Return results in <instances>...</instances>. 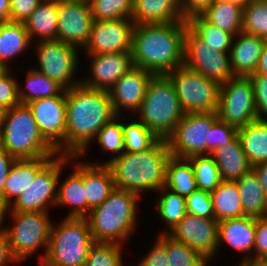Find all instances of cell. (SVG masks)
Wrapping results in <instances>:
<instances>
[{
	"label": "cell",
	"instance_id": "6da1fadb",
	"mask_svg": "<svg viewBox=\"0 0 267 266\" xmlns=\"http://www.w3.org/2000/svg\"><path fill=\"white\" fill-rule=\"evenodd\" d=\"M114 117L108 91L81 83L66 89L65 155H85L98 131Z\"/></svg>",
	"mask_w": 267,
	"mask_h": 266
},
{
	"label": "cell",
	"instance_id": "db71d44e",
	"mask_svg": "<svg viewBox=\"0 0 267 266\" xmlns=\"http://www.w3.org/2000/svg\"><path fill=\"white\" fill-rule=\"evenodd\" d=\"M20 263L14 256L6 232L0 226V266H9V263Z\"/></svg>",
	"mask_w": 267,
	"mask_h": 266
},
{
	"label": "cell",
	"instance_id": "680465c9",
	"mask_svg": "<svg viewBox=\"0 0 267 266\" xmlns=\"http://www.w3.org/2000/svg\"><path fill=\"white\" fill-rule=\"evenodd\" d=\"M10 21V0H0V23Z\"/></svg>",
	"mask_w": 267,
	"mask_h": 266
},
{
	"label": "cell",
	"instance_id": "9a60e30c",
	"mask_svg": "<svg viewBox=\"0 0 267 266\" xmlns=\"http://www.w3.org/2000/svg\"><path fill=\"white\" fill-rule=\"evenodd\" d=\"M43 138L65 155L66 89L59 95L37 99L27 104Z\"/></svg>",
	"mask_w": 267,
	"mask_h": 266
},
{
	"label": "cell",
	"instance_id": "7c38bea8",
	"mask_svg": "<svg viewBox=\"0 0 267 266\" xmlns=\"http://www.w3.org/2000/svg\"><path fill=\"white\" fill-rule=\"evenodd\" d=\"M216 113L219 120L238 130L258 120L249 77L235 76L221 84Z\"/></svg>",
	"mask_w": 267,
	"mask_h": 266
},
{
	"label": "cell",
	"instance_id": "ffe728a7",
	"mask_svg": "<svg viewBox=\"0 0 267 266\" xmlns=\"http://www.w3.org/2000/svg\"><path fill=\"white\" fill-rule=\"evenodd\" d=\"M153 75L145 69L134 66L114 84L109 90V95L116 116H120L123 109L130 111L131 114L139 110Z\"/></svg>",
	"mask_w": 267,
	"mask_h": 266
},
{
	"label": "cell",
	"instance_id": "91938a15",
	"mask_svg": "<svg viewBox=\"0 0 267 266\" xmlns=\"http://www.w3.org/2000/svg\"><path fill=\"white\" fill-rule=\"evenodd\" d=\"M239 266H267L266 260H248L241 262Z\"/></svg>",
	"mask_w": 267,
	"mask_h": 266
},
{
	"label": "cell",
	"instance_id": "bcb514c9",
	"mask_svg": "<svg viewBox=\"0 0 267 266\" xmlns=\"http://www.w3.org/2000/svg\"><path fill=\"white\" fill-rule=\"evenodd\" d=\"M10 69L0 76V108L8 110L20 104L18 95V82Z\"/></svg>",
	"mask_w": 267,
	"mask_h": 266
},
{
	"label": "cell",
	"instance_id": "5bb4252c",
	"mask_svg": "<svg viewBox=\"0 0 267 266\" xmlns=\"http://www.w3.org/2000/svg\"><path fill=\"white\" fill-rule=\"evenodd\" d=\"M184 65L220 84L235 77L229 53L214 51L189 28L184 37Z\"/></svg>",
	"mask_w": 267,
	"mask_h": 266
},
{
	"label": "cell",
	"instance_id": "30bf717a",
	"mask_svg": "<svg viewBox=\"0 0 267 266\" xmlns=\"http://www.w3.org/2000/svg\"><path fill=\"white\" fill-rule=\"evenodd\" d=\"M185 113L216 112L221 84L184 64L167 74Z\"/></svg>",
	"mask_w": 267,
	"mask_h": 266
},
{
	"label": "cell",
	"instance_id": "3957f363",
	"mask_svg": "<svg viewBox=\"0 0 267 266\" xmlns=\"http://www.w3.org/2000/svg\"><path fill=\"white\" fill-rule=\"evenodd\" d=\"M171 157L166 139L138 153L123 152L107 165L115 187L141 195L144 190L159 191L166 183V164Z\"/></svg>",
	"mask_w": 267,
	"mask_h": 266
},
{
	"label": "cell",
	"instance_id": "2e32d148",
	"mask_svg": "<svg viewBox=\"0 0 267 266\" xmlns=\"http://www.w3.org/2000/svg\"><path fill=\"white\" fill-rule=\"evenodd\" d=\"M93 22L88 0L58 2L57 40L83 49L89 42Z\"/></svg>",
	"mask_w": 267,
	"mask_h": 266
},
{
	"label": "cell",
	"instance_id": "6f0895ef",
	"mask_svg": "<svg viewBox=\"0 0 267 266\" xmlns=\"http://www.w3.org/2000/svg\"><path fill=\"white\" fill-rule=\"evenodd\" d=\"M256 74H260L267 77V40L264 42V48L259 58Z\"/></svg>",
	"mask_w": 267,
	"mask_h": 266
},
{
	"label": "cell",
	"instance_id": "6125c7cd",
	"mask_svg": "<svg viewBox=\"0 0 267 266\" xmlns=\"http://www.w3.org/2000/svg\"><path fill=\"white\" fill-rule=\"evenodd\" d=\"M5 111L6 110L0 108V133H1L2 127H3Z\"/></svg>",
	"mask_w": 267,
	"mask_h": 266
},
{
	"label": "cell",
	"instance_id": "c3c4849f",
	"mask_svg": "<svg viewBox=\"0 0 267 266\" xmlns=\"http://www.w3.org/2000/svg\"><path fill=\"white\" fill-rule=\"evenodd\" d=\"M238 136V129L217 120L211 128L210 155L221 146H226Z\"/></svg>",
	"mask_w": 267,
	"mask_h": 266
},
{
	"label": "cell",
	"instance_id": "f546056e",
	"mask_svg": "<svg viewBox=\"0 0 267 266\" xmlns=\"http://www.w3.org/2000/svg\"><path fill=\"white\" fill-rule=\"evenodd\" d=\"M32 43L25 23L6 21L0 23V63L10 69L8 62L28 49Z\"/></svg>",
	"mask_w": 267,
	"mask_h": 266
},
{
	"label": "cell",
	"instance_id": "e0dca14e",
	"mask_svg": "<svg viewBox=\"0 0 267 266\" xmlns=\"http://www.w3.org/2000/svg\"><path fill=\"white\" fill-rule=\"evenodd\" d=\"M132 19L94 20L85 54L131 53Z\"/></svg>",
	"mask_w": 267,
	"mask_h": 266
},
{
	"label": "cell",
	"instance_id": "4dcf8cb0",
	"mask_svg": "<svg viewBox=\"0 0 267 266\" xmlns=\"http://www.w3.org/2000/svg\"><path fill=\"white\" fill-rule=\"evenodd\" d=\"M238 137L252 167L267 160V119L247 124Z\"/></svg>",
	"mask_w": 267,
	"mask_h": 266
},
{
	"label": "cell",
	"instance_id": "d6a6232c",
	"mask_svg": "<svg viewBox=\"0 0 267 266\" xmlns=\"http://www.w3.org/2000/svg\"><path fill=\"white\" fill-rule=\"evenodd\" d=\"M165 187L184 197L197 190L194 170L188 158L171 156L168 159Z\"/></svg>",
	"mask_w": 267,
	"mask_h": 266
},
{
	"label": "cell",
	"instance_id": "d4e9b609",
	"mask_svg": "<svg viewBox=\"0 0 267 266\" xmlns=\"http://www.w3.org/2000/svg\"><path fill=\"white\" fill-rule=\"evenodd\" d=\"M135 25L183 21L179 0H133Z\"/></svg>",
	"mask_w": 267,
	"mask_h": 266
},
{
	"label": "cell",
	"instance_id": "52a82bcc",
	"mask_svg": "<svg viewBox=\"0 0 267 266\" xmlns=\"http://www.w3.org/2000/svg\"><path fill=\"white\" fill-rule=\"evenodd\" d=\"M57 226L52 223L47 253L40 266H85L95 243L88 220L65 217Z\"/></svg>",
	"mask_w": 267,
	"mask_h": 266
},
{
	"label": "cell",
	"instance_id": "83f0119b",
	"mask_svg": "<svg viewBox=\"0 0 267 266\" xmlns=\"http://www.w3.org/2000/svg\"><path fill=\"white\" fill-rule=\"evenodd\" d=\"M31 41L56 40L58 30V2L43 0L24 22ZM38 36V37H37Z\"/></svg>",
	"mask_w": 267,
	"mask_h": 266
},
{
	"label": "cell",
	"instance_id": "4fadbf2b",
	"mask_svg": "<svg viewBox=\"0 0 267 266\" xmlns=\"http://www.w3.org/2000/svg\"><path fill=\"white\" fill-rule=\"evenodd\" d=\"M36 49L39 68L35 70L55 80L64 89L81 83V78L74 79L79 65L76 47L56 39L37 41Z\"/></svg>",
	"mask_w": 267,
	"mask_h": 266
},
{
	"label": "cell",
	"instance_id": "ba28073f",
	"mask_svg": "<svg viewBox=\"0 0 267 266\" xmlns=\"http://www.w3.org/2000/svg\"><path fill=\"white\" fill-rule=\"evenodd\" d=\"M7 213H11L13 226H3ZM49 212H0V226L6 232L14 256L21 261L37 253L39 248L44 247L40 262L44 259L49 244L52 220Z\"/></svg>",
	"mask_w": 267,
	"mask_h": 266
},
{
	"label": "cell",
	"instance_id": "1f68e13d",
	"mask_svg": "<svg viewBox=\"0 0 267 266\" xmlns=\"http://www.w3.org/2000/svg\"><path fill=\"white\" fill-rule=\"evenodd\" d=\"M214 219L218 222L244 216L236 182L222 181L211 193Z\"/></svg>",
	"mask_w": 267,
	"mask_h": 266
},
{
	"label": "cell",
	"instance_id": "4316f807",
	"mask_svg": "<svg viewBox=\"0 0 267 266\" xmlns=\"http://www.w3.org/2000/svg\"><path fill=\"white\" fill-rule=\"evenodd\" d=\"M74 171L68 174L64 181L58 183L56 206L72 207L66 217L85 218L87 216V201L83 184V162L74 164Z\"/></svg>",
	"mask_w": 267,
	"mask_h": 266
},
{
	"label": "cell",
	"instance_id": "7bdbcfd3",
	"mask_svg": "<svg viewBox=\"0 0 267 266\" xmlns=\"http://www.w3.org/2000/svg\"><path fill=\"white\" fill-rule=\"evenodd\" d=\"M94 20L132 19L133 0H88Z\"/></svg>",
	"mask_w": 267,
	"mask_h": 266
},
{
	"label": "cell",
	"instance_id": "8fae6325",
	"mask_svg": "<svg viewBox=\"0 0 267 266\" xmlns=\"http://www.w3.org/2000/svg\"><path fill=\"white\" fill-rule=\"evenodd\" d=\"M217 120L216 112L185 113L166 139L171 156L210 155L211 128Z\"/></svg>",
	"mask_w": 267,
	"mask_h": 266
},
{
	"label": "cell",
	"instance_id": "816d5d0a",
	"mask_svg": "<svg viewBox=\"0 0 267 266\" xmlns=\"http://www.w3.org/2000/svg\"><path fill=\"white\" fill-rule=\"evenodd\" d=\"M145 257L139 261L137 266H169L168 256L165 246L157 239L153 248L144 255Z\"/></svg>",
	"mask_w": 267,
	"mask_h": 266
},
{
	"label": "cell",
	"instance_id": "ee69618b",
	"mask_svg": "<svg viewBox=\"0 0 267 266\" xmlns=\"http://www.w3.org/2000/svg\"><path fill=\"white\" fill-rule=\"evenodd\" d=\"M124 245L95 242L89 250L85 266H124L122 252Z\"/></svg>",
	"mask_w": 267,
	"mask_h": 266
},
{
	"label": "cell",
	"instance_id": "60d3db41",
	"mask_svg": "<svg viewBox=\"0 0 267 266\" xmlns=\"http://www.w3.org/2000/svg\"><path fill=\"white\" fill-rule=\"evenodd\" d=\"M124 152L138 153L151 148L159 138L140 121L123 122Z\"/></svg>",
	"mask_w": 267,
	"mask_h": 266
},
{
	"label": "cell",
	"instance_id": "44dd1931",
	"mask_svg": "<svg viewBox=\"0 0 267 266\" xmlns=\"http://www.w3.org/2000/svg\"><path fill=\"white\" fill-rule=\"evenodd\" d=\"M52 158L40 157L15 160L6 178L3 197L0 199V211L8 208L27 189L29 184L35 179L37 173Z\"/></svg>",
	"mask_w": 267,
	"mask_h": 266
},
{
	"label": "cell",
	"instance_id": "ac0fdd59",
	"mask_svg": "<svg viewBox=\"0 0 267 266\" xmlns=\"http://www.w3.org/2000/svg\"><path fill=\"white\" fill-rule=\"evenodd\" d=\"M167 234L174 240L187 244L209 261L218 250V221L216 219L186 213Z\"/></svg>",
	"mask_w": 267,
	"mask_h": 266
},
{
	"label": "cell",
	"instance_id": "9c48e42d",
	"mask_svg": "<svg viewBox=\"0 0 267 266\" xmlns=\"http://www.w3.org/2000/svg\"><path fill=\"white\" fill-rule=\"evenodd\" d=\"M74 158V159H73ZM79 156L57 154L36 175L27 189L0 212H48L49 208L56 206L58 196V182L67 164L70 165ZM63 169V170H62ZM50 206V207H49Z\"/></svg>",
	"mask_w": 267,
	"mask_h": 266
},
{
	"label": "cell",
	"instance_id": "7a4b0ae2",
	"mask_svg": "<svg viewBox=\"0 0 267 266\" xmlns=\"http://www.w3.org/2000/svg\"><path fill=\"white\" fill-rule=\"evenodd\" d=\"M187 20L135 25L132 33L133 65L154 75H166L184 64Z\"/></svg>",
	"mask_w": 267,
	"mask_h": 266
},
{
	"label": "cell",
	"instance_id": "277c9868",
	"mask_svg": "<svg viewBox=\"0 0 267 266\" xmlns=\"http://www.w3.org/2000/svg\"><path fill=\"white\" fill-rule=\"evenodd\" d=\"M140 196L116 188L99 206L85 217L95 242L117 243L125 246L135 230L136 209Z\"/></svg>",
	"mask_w": 267,
	"mask_h": 266
},
{
	"label": "cell",
	"instance_id": "f907efd6",
	"mask_svg": "<svg viewBox=\"0 0 267 266\" xmlns=\"http://www.w3.org/2000/svg\"><path fill=\"white\" fill-rule=\"evenodd\" d=\"M43 0H10V21L25 22Z\"/></svg>",
	"mask_w": 267,
	"mask_h": 266
},
{
	"label": "cell",
	"instance_id": "8d00e7d4",
	"mask_svg": "<svg viewBox=\"0 0 267 266\" xmlns=\"http://www.w3.org/2000/svg\"><path fill=\"white\" fill-rule=\"evenodd\" d=\"M160 196L157 197L156 210L159 217L163 219L168 227L167 230L161 233H168L172 230L184 217L186 212L185 197L162 187L159 191ZM169 229V230H168Z\"/></svg>",
	"mask_w": 267,
	"mask_h": 266
},
{
	"label": "cell",
	"instance_id": "94428289",
	"mask_svg": "<svg viewBox=\"0 0 267 266\" xmlns=\"http://www.w3.org/2000/svg\"><path fill=\"white\" fill-rule=\"evenodd\" d=\"M223 2L233 3V4H239L240 6L244 7L246 6L251 0H219Z\"/></svg>",
	"mask_w": 267,
	"mask_h": 266
},
{
	"label": "cell",
	"instance_id": "d590c367",
	"mask_svg": "<svg viewBox=\"0 0 267 266\" xmlns=\"http://www.w3.org/2000/svg\"><path fill=\"white\" fill-rule=\"evenodd\" d=\"M188 28L214 51L229 53L233 35L207 22L201 15H194L187 20Z\"/></svg>",
	"mask_w": 267,
	"mask_h": 266
},
{
	"label": "cell",
	"instance_id": "b9f144b4",
	"mask_svg": "<svg viewBox=\"0 0 267 266\" xmlns=\"http://www.w3.org/2000/svg\"><path fill=\"white\" fill-rule=\"evenodd\" d=\"M120 116L114 117L109 123H106L95 136L96 141L102 151L116 153L104 163L96 161L93 164H108L114 157L120 156L124 152V133L123 122Z\"/></svg>",
	"mask_w": 267,
	"mask_h": 266
},
{
	"label": "cell",
	"instance_id": "e575fe53",
	"mask_svg": "<svg viewBox=\"0 0 267 266\" xmlns=\"http://www.w3.org/2000/svg\"><path fill=\"white\" fill-rule=\"evenodd\" d=\"M25 80L26 86L24 88H26L27 92L18 84V95L21 104H29L37 99L53 97L64 90L55 80L48 78L33 68L27 71Z\"/></svg>",
	"mask_w": 267,
	"mask_h": 266
},
{
	"label": "cell",
	"instance_id": "484cf974",
	"mask_svg": "<svg viewBox=\"0 0 267 266\" xmlns=\"http://www.w3.org/2000/svg\"><path fill=\"white\" fill-rule=\"evenodd\" d=\"M211 156L216 161L222 181L236 182L252 170L238 136L226 146L217 148Z\"/></svg>",
	"mask_w": 267,
	"mask_h": 266
},
{
	"label": "cell",
	"instance_id": "74e56055",
	"mask_svg": "<svg viewBox=\"0 0 267 266\" xmlns=\"http://www.w3.org/2000/svg\"><path fill=\"white\" fill-rule=\"evenodd\" d=\"M157 237L166 248L169 266H209L210 261L187 244L174 240L167 233Z\"/></svg>",
	"mask_w": 267,
	"mask_h": 266
},
{
	"label": "cell",
	"instance_id": "d6986e66",
	"mask_svg": "<svg viewBox=\"0 0 267 266\" xmlns=\"http://www.w3.org/2000/svg\"><path fill=\"white\" fill-rule=\"evenodd\" d=\"M90 57L91 76L81 79V84L92 89L108 91L134 67L131 53L86 54Z\"/></svg>",
	"mask_w": 267,
	"mask_h": 266
},
{
	"label": "cell",
	"instance_id": "836d02e7",
	"mask_svg": "<svg viewBox=\"0 0 267 266\" xmlns=\"http://www.w3.org/2000/svg\"><path fill=\"white\" fill-rule=\"evenodd\" d=\"M242 12L243 7L239 4L215 0L201 16L207 22L236 36L242 32Z\"/></svg>",
	"mask_w": 267,
	"mask_h": 266
},
{
	"label": "cell",
	"instance_id": "11a10c76",
	"mask_svg": "<svg viewBox=\"0 0 267 266\" xmlns=\"http://www.w3.org/2000/svg\"><path fill=\"white\" fill-rule=\"evenodd\" d=\"M15 160V157L10 155L3 147L0 146V199L3 197L6 178Z\"/></svg>",
	"mask_w": 267,
	"mask_h": 266
},
{
	"label": "cell",
	"instance_id": "f5cc1de1",
	"mask_svg": "<svg viewBox=\"0 0 267 266\" xmlns=\"http://www.w3.org/2000/svg\"><path fill=\"white\" fill-rule=\"evenodd\" d=\"M215 0H179L182 17L188 20L194 15H201Z\"/></svg>",
	"mask_w": 267,
	"mask_h": 266
},
{
	"label": "cell",
	"instance_id": "603a6c76",
	"mask_svg": "<svg viewBox=\"0 0 267 266\" xmlns=\"http://www.w3.org/2000/svg\"><path fill=\"white\" fill-rule=\"evenodd\" d=\"M264 42L261 37L245 32L233 37L229 57L235 76L248 77L256 72Z\"/></svg>",
	"mask_w": 267,
	"mask_h": 266
},
{
	"label": "cell",
	"instance_id": "7402d4cb",
	"mask_svg": "<svg viewBox=\"0 0 267 266\" xmlns=\"http://www.w3.org/2000/svg\"><path fill=\"white\" fill-rule=\"evenodd\" d=\"M227 243L232 249L241 252V262L251 260V252L255 245V218L243 216L218 222V248Z\"/></svg>",
	"mask_w": 267,
	"mask_h": 266
},
{
	"label": "cell",
	"instance_id": "be15d7a7",
	"mask_svg": "<svg viewBox=\"0 0 267 266\" xmlns=\"http://www.w3.org/2000/svg\"><path fill=\"white\" fill-rule=\"evenodd\" d=\"M7 70L8 69L2 63H0V76L4 74Z\"/></svg>",
	"mask_w": 267,
	"mask_h": 266
},
{
	"label": "cell",
	"instance_id": "681fc988",
	"mask_svg": "<svg viewBox=\"0 0 267 266\" xmlns=\"http://www.w3.org/2000/svg\"><path fill=\"white\" fill-rule=\"evenodd\" d=\"M252 254L251 260L267 261V217L255 218V245Z\"/></svg>",
	"mask_w": 267,
	"mask_h": 266
},
{
	"label": "cell",
	"instance_id": "f1b7e54d",
	"mask_svg": "<svg viewBox=\"0 0 267 266\" xmlns=\"http://www.w3.org/2000/svg\"><path fill=\"white\" fill-rule=\"evenodd\" d=\"M244 216L267 217V196L253 170L236 181Z\"/></svg>",
	"mask_w": 267,
	"mask_h": 266
},
{
	"label": "cell",
	"instance_id": "5b68a950",
	"mask_svg": "<svg viewBox=\"0 0 267 266\" xmlns=\"http://www.w3.org/2000/svg\"><path fill=\"white\" fill-rule=\"evenodd\" d=\"M0 146L16 159L58 154L39 132L29 106L21 103L5 111Z\"/></svg>",
	"mask_w": 267,
	"mask_h": 266
},
{
	"label": "cell",
	"instance_id": "e7e4bbea",
	"mask_svg": "<svg viewBox=\"0 0 267 266\" xmlns=\"http://www.w3.org/2000/svg\"><path fill=\"white\" fill-rule=\"evenodd\" d=\"M51 1H56V2H67V1H75V0H51Z\"/></svg>",
	"mask_w": 267,
	"mask_h": 266
},
{
	"label": "cell",
	"instance_id": "f6af8a7d",
	"mask_svg": "<svg viewBox=\"0 0 267 266\" xmlns=\"http://www.w3.org/2000/svg\"><path fill=\"white\" fill-rule=\"evenodd\" d=\"M185 202L188 214L214 219L213 202L210 192L197 189L185 197Z\"/></svg>",
	"mask_w": 267,
	"mask_h": 266
},
{
	"label": "cell",
	"instance_id": "8992f818",
	"mask_svg": "<svg viewBox=\"0 0 267 266\" xmlns=\"http://www.w3.org/2000/svg\"><path fill=\"white\" fill-rule=\"evenodd\" d=\"M159 139H167L185 115L174 86L166 75H153L135 116Z\"/></svg>",
	"mask_w": 267,
	"mask_h": 266
},
{
	"label": "cell",
	"instance_id": "f35d334b",
	"mask_svg": "<svg viewBox=\"0 0 267 266\" xmlns=\"http://www.w3.org/2000/svg\"><path fill=\"white\" fill-rule=\"evenodd\" d=\"M188 159L192 163L198 190L211 193L220 185L219 169L211 155H195Z\"/></svg>",
	"mask_w": 267,
	"mask_h": 266
},
{
	"label": "cell",
	"instance_id": "ab89813d",
	"mask_svg": "<svg viewBox=\"0 0 267 266\" xmlns=\"http://www.w3.org/2000/svg\"><path fill=\"white\" fill-rule=\"evenodd\" d=\"M242 32L267 40V0H251L243 7Z\"/></svg>",
	"mask_w": 267,
	"mask_h": 266
},
{
	"label": "cell",
	"instance_id": "7dc6e473",
	"mask_svg": "<svg viewBox=\"0 0 267 266\" xmlns=\"http://www.w3.org/2000/svg\"><path fill=\"white\" fill-rule=\"evenodd\" d=\"M254 92L256 113L258 120L267 118V77L260 74H251L248 76ZM265 117H264V116Z\"/></svg>",
	"mask_w": 267,
	"mask_h": 266
},
{
	"label": "cell",
	"instance_id": "9f6ffc18",
	"mask_svg": "<svg viewBox=\"0 0 267 266\" xmlns=\"http://www.w3.org/2000/svg\"><path fill=\"white\" fill-rule=\"evenodd\" d=\"M252 170L258 176L261 187L267 196V160L252 167Z\"/></svg>",
	"mask_w": 267,
	"mask_h": 266
},
{
	"label": "cell",
	"instance_id": "cb8c5ba5",
	"mask_svg": "<svg viewBox=\"0 0 267 266\" xmlns=\"http://www.w3.org/2000/svg\"><path fill=\"white\" fill-rule=\"evenodd\" d=\"M83 184L87 201V215L101 205L115 189L111 169L107 164L83 162Z\"/></svg>",
	"mask_w": 267,
	"mask_h": 266
}]
</instances>
